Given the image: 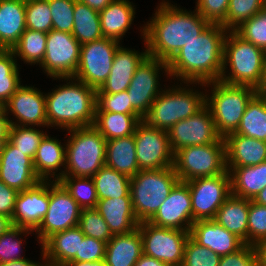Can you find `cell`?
<instances>
[{
  "instance_id": "d590c367",
  "label": "cell",
  "mask_w": 266,
  "mask_h": 266,
  "mask_svg": "<svg viewBox=\"0 0 266 266\" xmlns=\"http://www.w3.org/2000/svg\"><path fill=\"white\" fill-rule=\"evenodd\" d=\"M72 35L81 45L103 38L99 12L75 0Z\"/></svg>"
},
{
  "instance_id": "ac0fdd59",
  "label": "cell",
  "mask_w": 266,
  "mask_h": 266,
  "mask_svg": "<svg viewBox=\"0 0 266 266\" xmlns=\"http://www.w3.org/2000/svg\"><path fill=\"white\" fill-rule=\"evenodd\" d=\"M148 222L159 227L190 231L194 222L188 184L179 181Z\"/></svg>"
},
{
  "instance_id": "83f0119b",
  "label": "cell",
  "mask_w": 266,
  "mask_h": 266,
  "mask_svg": "<svg viewBox=\"0 0 266 266\" xmlns=\"http://www.w3.org/2000/svg\"><path fill=\"white\" fill-rule=\"evenodd\" d=\"M143 255L142 237L137 227L126 234L113 235L106 243L105 266H134Z\"/></svg>"
},
{
  "instance_id": "1f68e13d",
  "label": "cell",
  "mask_w": 266,
  "mask_h": 266,
  "mask_svg": "<svg viewBox=\"0 0 266 266\" xmlns=\"http://www.w3.org/2000/svg\"><path fill=\"white\" fill-rule=\"evenodd\" d=\"M248 214L249 199L231 194L213 220L248 244Z\"/></svg>"
},
{
  "instance_id": "94428289",
  "label": "cell",
  "mask_w": 266,
  "mask_h": 266,
  "mask_svg": "<svg viewBox=\"0 0 266 266\" xmlns=\"http://www.w3.org/2000/svg\"><path fill=\"white\" fill-rule=\"evenodd\" d=\"M41 263L39 262H34L29 259H21V260H16V261H11V262H6L3 264H0V266H40Z\"/></svg>"
},
{
  "instance_id": "e575fe53",
  "label": "cell",
  "mask_w": 266,
  "mask_h": 266,
  "mask_svg": "<svg viewBox=\"0 0 266 266\" xmlns=\"http://www.w3.org/2000/svg\"><path fill=\"white\" fill-rule=\"evenodd\" d=\"M266 142V98L258 92L248 103L235 133Z\"/></svg>"
},
{
  "instance_id": "836d02e7",
  "label": "cell",
  "mask_w": 266,
  "mask_h": 266,
  "mask_svg": "<svg viewBox=\"0 0 266 266\" xmlns=\"http://www.w3.org/2000/svg\"><path fill=\"white\" fill-rule=\"evenodd\" d=\"M142 120L137 114L96 112L93 126L106 140H112L133 135Z\"/></svg>"
},
{
  "instance_id": "003e7915",
  "label": "cell",
  "mask_w": 266,
  "mask_h": 266,
  "mask_svg": "<svg viewBox=\"0 0 266 266\" xmlns=\"http://www.w3.org/2000/svg\"><path fill=\"white\" fill-rule=\"evenodd\" d=\"M264 79H266V50L264 55Z\"/></svg>"
},
{
  "instance_id": "ffe728a7",
  "label": "cell",
  "mask_w": 266,
  "mask_h": 266,
  "mask_svg": "<svg viewBox=\"0 0 266 266\" xmlns=\"http://www.w3.org/2000/svg\"><path fill=\"white\" fill-rule=\"evenodd\" d=\"M0 180L18 192L41 181L35 173L33 159L24 155L9 140L0 155Z\"/></svg>"
},
{
  "instance_id": "7bdbcfd3",
  "label": "cell",
  "mask_w": 266,
  "mask_h": 266,
  "mask_svg": "<svg viewBox=\"0 0 266 266\" xmlns=\"http://www.w3.org/2000/svg\"><path fill=\"white\" fill-rule=\"evenodd\" d=\"M26 29L48 33L52 30L48 0H26Z\"/></svg>"
},
{
  "instance_id": "681fc988",
  "label": "cell",
  "mask_w": 266,
  "mask_h": 266,
  "mask_svg": "<svg viewBox=\"0 0 266 266\" xmlns=\"http://www.w3.org/2000/svg\"><path fill=\"white\" fill-rule=\"evenodd\" d=\"M266 240V206L249 200L248 245Z\"/></svg>"
},
{
  "instance_id": "f5cc1de1",
  "label": "cell",
  "mask_w": 266,
  "mask_h": 266,
  "mask_svg": "<svg viewBox=\"0 0 266 266\" xmlns=\"http://www.w3.org/2000/svg\"><path fill=\"white\" fill-rule=\"evenodd\" d=\"M196 11L210 24H221L227 15L229 0H197Z\"/></svg>"
},
{
  "instance_id": "30bf717a",
  "label": "cell",
  "mask_w": 266,
  "mask_h": 266,
  "mask_svg": "<svg viewBox=\"0 0 266 266\" xmlns=\"http://www.w3.org/2000/svg\"><path fill=\"white\" fill-rule=\"evenodd\" d=\"M142 243L143 254L169 266H182L184 248L190 236L189 231L164 228L151 224L148 221L138 225Z\"/></svg>"
},
{
  "instance_id": "d4e9b609",
  "label": "cell",
  "mask_w": 266,
  "mask_h": 266,
  "mask_svg": "<svg viewBox=\"0 0 266 266\" xmlns=\"http://www.w3.org/2000/svg\"><path fill=\"white\" fill-rule=\"evenodd\" d=\"M84 237L78 226L49 236L41 245L44 264L65 266L79 253L80 240Z\"/></svg>"
},
{
  "instance_id": "d6a6232c",
  "label": "cell",
  "mask_w": 266,
  "mask_h": 266,
  "mask_svg": "<svg viewBox=\"0 0 266 266\" xmlns=\"http://www.w3.org/2000/svg\"><path fill=\"white\" fill-rule=\"evenodd\" d=\"M33 163L37 177L42 181H48L51 176L55 177L61 166H66V147L46 134L37 149Z\"/></svg>"
},
{
  "instance_id": "6f0895ef",
  "label": "cell",
  "mask_w": 266,
  "mask_h": 266,
  "mask_svg": "<svg viewBox=\"0 0 266 266\" xmlns=\"http://www.w3.org/2000/svg\"><path fill=\"white\" fill-rule=\"evenodd\" d=\"M83 4L88 5L95 11L100 12L105 9L113 0H77Z\"/></svg>"
},
{
  "instance_id": "484cf974",
  "label": "cell",
  "mask_w": 266,
  "mask_h": 266,
  "mask_svg": "<svg viewBox=\"0 0 266 266\" xmlns=\"http://www.w3.org/2000/svg\"><path fill=\"white\" fill-rule=\"evenodd\" d=\"M95 209L109 226L112 235L132 232L139 225L131 197L98 200Z\"/></svg>"
},
{
  "instance_id": "a7ac6f4b",
  "label": "cell",
  "mask_w": 266,
  "mask_h": 266,
  "mask_svg": "<svg viewBox=\"0 0 266 266\" xmlns=\"http://www.w3.org/2000/svg\"><path fill=\"white\" fill-rule=\"evenodd\" d=\"M6 142L7 141H0V155H1L2 151H3V149H4V146H5Z\"/></svg>"
},
{
  "instance_id": "5b68a950",
  "label": "cell",
  "mask_w": 266,
  "mask_h": 266,
  "mask_svg": "<svg viewBox=\"0 0 266 266\" xmlns=\"http://www.w3.org/2000/svg\"><path fill=\"white\" fill-rule=\"evenodd\" d=\"M67 131L71 133L65 145L67 165L55 181L63 176L93 177L105 165L107 140L93 125Z\"/></svg>"
},
{
  "instance_id": "8d00e7d4",
  "label": "cell",
  "mask_w": 266,
  "mask_h": 266,
  "mask_svg": "<svg viewBox=\"0 0 266 266\" xmlns=\"http://www.w3.org/2000/svg\"><path fill=\"white\" fill-rule=\"evenodd\" d=\"M98 200L130 196L128 176L104 165L93 177Z\"/></svg>"
},
{
  "instance_id": "9a60e30c",
  "label": "cell",
  "mask_w": 266,
  "mask_h": 266,
  "mask_svg": "<svg viewBox=\"0 0 266 266\" xmlns=\"http://www.w3.org/2000/svg\"><path fill=\"white\" fill-rule=\"evenodd\" d=\"M134 138L139 170L173 166L174 153L169 144L167 131L151 127L142 120L136 127Z\"/></svg>"
},
{
  "instance_id": "8c879c8a",
  "label": "cell",
  "mask_w": 266,
  "mask_h": 266,
  "mask_svg": "<svg viewBox=\"0 0 266 266\" xmlns=\"http://www.w3.org/2000/svg\"><path fill=\"white\" fill-rule=\"evenodd\" d=\"M264 8H266V0H264Z\"/></svg>"
},
{
  "instance_id": "60d3db41",
  "label": "cell",
  "mask_w": 266,
  "mask_h": 266,
  "mask_svg": "<svg viewBox=\"0 0 266 266\" xmlns=\"http://www.w3.org/2000/svg\"><path fill=\"white\" fill-rule=\"evenodd\" d=\"M263 8L264 0H229L228 12L221 25L227 31H235Z\"/></svg>"
},
{
  "instance_id": "f907efd6",
  "label": "cell",
  "mask_w": 266,
  "mask_h": 266,
  "mask_svg": "<svg viewBox=\"0 0 266 266\" xmlns=\"http://www.w3.org/2000/svg\"><path fill=\"white\" fill-rule=\"evenodd\" d=\"M96 112L136 114L132 109L127 90L115 94H97Z\"/></svg>"
},
{
  "instance_id": "e7e4bbea",
  "label": "cell",
  "mask_w": 266,
  "mask_h": 266,
  "mask_svg": "<svg viewBox=\"0 0 266 266\" xmlns=\"http://www.w3.org/2000/svg\"><path fill=\"white\" fill-rule=\"evenodd\" d=\"M254 202L266 206V187L253 199Z\"/></svg>"
},
{
  "instance_id": "f35d334b",
  "label": "cell",
  "mask_w": 266,
  "mask_h": 266,
  "mask_svg": "<svg viewBox=\"0 0 266 266\" xmlns=\"http://www.w3.org/2000/svg\"><path fill=\"white\" fill-rule=\"evenodd\" d=\"M15 58L12 50L0 49V102L4 105L21 86Z\"/></svg>"
},
{
  "instance_id": "9c48e42d",
  "label": "cell",
  "mask_w": 266,
  "mask_h": 266,
  "mask_svg": "<svg viewBox=\"0 0 266 266\" xmlns=\"http://www.w3.org/2000/svg\"><path fill=\"white\" fill-rule=\"evenodd\" d=\"M173 167L183 182L223 174L227 170L224 138L212 144L179 149L174 153Z\"/></svg>"
},
{
  "instance_id": "db71d44e",
  "label": "cell",
  "mask_w": 266,
  "mask_h": 266,
  "mask_svg": "<svg viewBox=\"0 0 266 266\" xmlns=\"http://www.w3.org/2000/svg\"><path fill=\"white\" fill-rule=\"evenodd\" d=\"M218 266H258L255 246L245 244L236 252L221 256Z\"/></svg>"
},
{
  "instance_id": "f1b7e54d",
  "label": "cell",
  "mask_w": 266,
  "mask_h": 266,
  "mask_svg": "<svg viewBox=\"0 0 266 266\" xmlns=\"http://www.w3.org/2000/svg\"><path fill=\"white\" fill-rule=\"evenodd\" d=\"M231 194L253 200L266 187V161L254 166L226 167Z\"/></svg>"
},
{
  "instance_id": "4dcf8cb0",
  "label": "cell",
  "mask_w": 266,
  "mask_h": 266,
  "mask_svg": "<svg viewBox=\"0 0 266 266\" xmlns=\"http://www.w3.org/2000/svg\"><path fill=\"white\" fill-rule=\"evenodd\" d=\"M105 165L129 178L140 171L136 160L134 134L107 140Z\"/></svg>"
},
{
  "instance_id": "89a4df30",
  "label": "cell",
  "mask_w": 266,
  "mask_h": 266,
  "mask_svg": "<svg viewBox=\"0 0 266 266\" xmlns=\"http://www.w3.org/2000/svg\"><path fill=\"white\" fill-rule=\"evenodd\" d=\"M5 110L4 104L0 102V114Z\"/></svg>"
},
{
  "instance_id": "6da1fadb",
  "label": "cell",
  "mask_w": 266,
  "mask_h": 266,
  "mask_svg": "<svg viewBox=\"0 0 266 266\" xmlns=\"http://www.w3.org/2000/svg\"><path fill=\"white\" fill-rule=\"evenodd\" d=\"M154 15L150 23L143 26L145 46L148 56L167 63L210 24L196 10L179 9L165 1L160 3Z\"/></svg>"
},
{
  "instance_id": "8992f818",
  "label": "cell",
  "mask_w": 266,
  "mask_h": 266,
  "mask_svg": "<svg viewBox=\"0 0 266 266\" xmlns=\"http://www.w3.org/2000/svg\"><path fill=\"white\" fill-rule=\"evenodd\" d=\"M198 84L213 86L211 97L206 94V106L222 138L236 132L248 103L259 92L250 86L228 84L221 80Z\"/></svg>"
},
{
  "instance_id": "603a6c76",
  "label": "cell",
  "mask_w": 266,
  "mask_h": 266,
  "mask_svg": "<svg viewBox=\"0 0 266 266\" xmlns=\"http://www.w3.org/2000/svg\"><path fill=\"white\" fill-rule=\"evenodd\" d=\"M147 56V47L145 52L139 53L119 46L115 52L110 74L97 90V94H115L127 90L136 69Z\"/></svg>"
},
{
  "instance_id": "3957f363",
  "label": "cell",
  "mask_w": 266,
  "mask_h": 266,
  "mask_svg": "<svg viewBox=\"0 0 266 266\" xmlns=\"http://www.w3.org/2000/svg\"><path fill=\"white\" fill-rule=\"evenodd\" d=\"M58 79L69 82L45 94L48 126L68 130L93 125L97 90L72 77Z\"/></svg>"
},
{
  "instance_id": "cb8c5ba5",
  "label": "cell",
  "mask_w": 266,
  "mask_h": 266,
  "mask_svg": "<svg viewBox=\"0 0 266 266\" xmlns=\"http://www.w3.org/2000/svg\"><path fill=\"white\" fill-rule=\"evenodd\" d=\"M226 167L254 166L266 161V142L240 134L224 138Z\"/></svg>"
},
{
  "instance_id": "f6af8a7d",
  "label": "cell",
  "mask_w": 266,
  "mask_h": 266,
  "mask_svg": "<svg viewBox=\"0 0 266 266\" xmlns=\"http://www.w3.org/2000/svg\"><path fill=\"white\" fill-rule=\"evenodd\" d=\"M34 232L31 229L13 225L0 236V264L25 259L20 252L22 251L21 234Z\"/></svg>"
},
{
  "instance_id": "7402d4cb",
  "label": "cell",
  "mask_w": 266,
  "mask_h": 266,
  "mask_svg": "<svg viewBox=\"0 0 266 266\" xmlns=\"http://www.w3.org/2000/svg\"><path fill=\"white\" fill-rule=\"evenodd\" d=\"M189 232L195 242L219 256L234 253L245 245L242 239L213 219L195 221Z\"/></svg>"
},
{
  "instance_id": "4316f807",
  "label": "cell",
  "mask_w": 266,
  "mask_h": 266,
  "mask_svg": "<svg viewBox=\"0 0 266 266\" xmlns=\"http://www.w3.org/2000/svg\"><path fill=\"white\" fill-rule=\"evenodd\" d=\"M26 0H0V49L12 50L26 30Z\"/></svg>"
},
{
  "instance_id": "680465c9",
  "label": "cell",
  "mask_w": 266,
  "mask_h": 266,
  "mask_svg": "<svg viewBox=\"0 0 266 266\" xmlns=\"http://www.w3.org/2000/svg\"><path fill=\"white\" fill-rule=\"evenodd\" d=\"M134 266H169L166 263H163L162 261H159L158 259L142 255L136 264Z\"/></svg>"
},
{
  "instance_id": "ba28073f",
  "label": "cell",
  "mask_w": 266,
  "mask_h": 266,
  "mask_svg": "<svg viewBox=\"0 0 266 266\" xmlns=\"http://www.w3.org/2000/svg\"><path fill=\"white\" fill-rule=\"evenodd\" d=\"M186 87L162 90L143 118L149 126L168 131L178 121L184 120L206 105V95Z\"/></svg>"
},
{
  "instance_id": "c3c4849f",
  "label": "cell",
  "mask_w": 266,
  "mask_h": 266,
  "mask_svg": "<svg viewBox=\"0 0 266 266\" xmlns=\"http://www.w3.org/2000/svg\"><path fill=\"white\" fill-rule=\"evenodd\" d=\"M52 29L72 33L75 0H48Z\"/></svg>"
},
{
  "instance_id": "11a10c76",
  "label": "cell",
  "mask_w": 266,
  "mask_h": 266,
  "mask_svg": "<svg viewBox=\"0 0 266 266\" xmlns=\"http://www.w3.org/2000/svg\"><path fill=\"white\" fill-rule=\"evenodd\" d=\"M18 193L0 180V214L12 219Z\"/></svg>"
},
{
  "instance_id": "b9f144b4",
  "label": "cell",
  "mask_w": 266,
  "mask_h": 266,
  "mask_svg": "<svg viewBox=\"0 0 266 266\" xmlns=\"http://www.w3.org/2000/svg\"><path fill=\"white\" fill-rule=\"evenodd\" d=\"M45 132L32 126L11 125L9 141L24 155L34 159L37 149L43 140Z\"/></svg>"
},
{
  "instance_id": "6125c7cd",
  "label": "cell",
  "mask_w": 266,
  "mask_h": 266,
  "mask_svg": "<svg viewBox=\"0 0 266 266\" xmlns=\"http://www.w3.org/2000/svg\"><path fill=\"white\" fill-rule=\"evenodd\" d=\"M11 226H13L11 218L0 214V236L4 234Z\"/></svg>"
},
{
  "instance_id": "5bb4252c",
  "label": "cell",
  "mask_w": 266,
  "mask_h": 266,
  "mask_svg": "<svg viewBox=\"0 0 266 266\" xmlns=\"http://www.w3.org/2000/svg\"><path fill=\"white\" fill-rule=\"evenodd\" d=\"M186 183L190 190L193 222L214 219L217 210L231 195L227 170L217 176L192 179Z\"/></svg>"
},
{
  "instance_id": "7c38bea8",
  "label": "cell",
  "mask_w": 266,
  "mask_h": 266,
  "mask_svg": "<svg viewBox=\"0 0 266 266\" xmlns=\"http://www.w3.org/2000/svg\"><path fill=\"white\" fill-rule=\"evenodd\" d=\"M53 181L49 184L48 210L34 230L41 244L56 232L77 227L82 212V208L65 187L59 181Z\"/></svg>"
},
{
  "instance_id": "7a4b0ae2",
  "label": "cell",
  "mask_w": 266,
  "mask_h": 266,
  "mask_svg": "<svg viewBox=\"0 0 266 266\" xmlns=\"http://www.w3.org/2000/svg\"><path fill=\"white\" fill-rule=\"evenodd\" d=\"M227 32L221 24H209L167 63L168 75L176 76L186 86L220 80Z\"/></svg>"
},
{
  "instance_id": "ab89813d",
  "label": "cell",
  "mask_w": 266,
  "mask_h": 266,
  "mask_svg": "<svg viewBox=\"0 0 266 266\" xmlns=\"http://www.w3.org/2000/svg\"><path fill=\"white\" fill-rule=\"evenodd\" d=\"M58 181L82 209L96 207L98 198L92 177L63 176Z\"/></svg>"
},
{
  "instance_id": "44dd1931",
  "label": "cell",
  "mask_w": 266,
  "mask_h": 266,
  "mask_svg": "<svg viewBox=\"0 0 266 266\" xmlns=\"http://www.w3.org/2000/svg\"><path fill=\"white\" fill-rule=\"evenodd\" d=\"M49 182L39 181L33 187L18 193L12 224L35 230L49 207Z\"/></svg>"
},
{
  "instance_id": "03108f58",
  "label": "cell",
  "mask_w": 266,
  "mask_h": 266,
  "mask_svg": "<svg viewBox=\"0 0 266 266\" xmlns=\"http://www.w3.org/2000/svg\"><path fill=\"white\" fill-rule=\"evenodd\" d=\"M259 92L266 98V79H264V86Z\"/></svg>"
},
{
  "instance_id": "9f6ffc18",
  "label": "cell",
  "mask_w": 266,
  "mask_h": 266,
  "mask_svg": "<svg viewBox=\"0 0 266 266\" xmlns=\"http://www.w3.org/2000/svg\"><path fill=\"white\" fill-rule=\"evenodd\" d=\"M11 127L10 120L8 118V114L4 110L0 114V141H8L9 140V130Z\"/></svg>"
},
{
  "instance_id": "74e56055",
  "label": "cell",
  "mask_w": 266,
  "mask_h": 266,
  "mask_svg": "<svg viewBox=\"0 0 266 266\" xmlns=\"http://www.w3.org/2000/svg\"><path fill=\"white\" fill-rule=\"evenodd\" d=\"M47 44V33L26 29L18 43L12 48L15 57L29 64L43 61Z\"/></svg>"
},
{
  "instance_id": "ee69618b",
  "label": "cell",
  "mask_w": 266,
  "mask_h": 266,
  "mask_svg": "<svg viewBox=\"0 0 266 266\" xmlns=\"http://www.w3.org/2000/svg\"><path fill=\"white\" fill-rule=\"evenodd\" d=\"M78 227L85 236L99 239L106 243L113 237L108 224L95 208L82 209Z\"/></svg>"
},
{
  "instance_id": "52a82bcc",
  "label": "cell",
  "mask_w": 266,
  "mask_h": 266,
  "mask_svg": "<svg viewBox=\"0 0 266 266\" xmlns=\"http://www.w3.org/2000/svg\"><path fill=\"white\" fill-rule=\"evenodd\" d=\"M179 181L173 166L140 170L133 176L130 196L138 221H149Z\"/></svg>"
},
{
  "instance_id": "d6986e66",
  "label": "cell",
  "mask_w": 266,
  "mask_h": 266,
  "mask_svg": "<svg viewBox=\"0 0 266 266\" xmlns=\"http://www.w3.org/2000/svg\"><path fill=\"white\" fill-rule=\"evenodd\" d=\"M4 106L6 113H13L18 121L10 118L11 125L48 127L46 97L37 88L21 85Z\"/></svg>"
},
{
  "instance_id": "bcb514c9",
  "label": "cell",
  "mask_w": 266,
  "mask_h": 266,
  "mask_svg": "<svg viewBox=\"0 0 266 266\" xmlns=\"http://www.w3.org/2000/svg\"><path fill=\"white\" fill-rule=\"evenodd\" d=\"M235 32L244 40L266 50V8L245 21Z\"/></svg>"
},
{
  "instance_id": "4fadbf2b",
  "label": "cell",
  "mask_w": 266,
  "mask_h": 266,
  "mask_svg": "<svg viewBox=\"0 0 266 266\" xmlns=\"http://www.w3.org/2000/svg\"><path fill=\"white\" fill-rule=\"evenodd\" d=\"M81 44L72 33L51 30L47 33L46 52L39 64L53 79L73 78L80 59Z\"/></svg>"
},
{
  "instance_id": "f546056e",
  "label": "cell",
  "mask_w": 266,
  "mask_h": 266,
  "mask_svg": "<svg viewBox=\"0 0 266 266\" xmlns=\"http://www.w3.org/2000/svg\"><path fill=\"white\" fill-rule=\"evenodd\" d=\"M135 8L129 0H113L99 12L102 35L120 42L135 17Z\"/></svg>"
},
{
  "instance_id": "e0dca14e",
  "label": "cell",
  "mask_w": 266,
  "mask_h": 266,
  "mask_svg": "<svg viewBox=\"0 0 266 266\" xmlns=\"http://www.w3.org/2000/svg\"><path fill=\"white\" fill-rule=\"evenodd\" d=\"M167 134L173 153L183 147L212 144L222 138L206 105L194 115L178 121Z\"/></svg>"
},
{
  "instance_id": "2644e50d",
  "label": "cell",
  "mask_w": 266,
  "mask_h": 266,
  "mask_svg": "<svg viewBox=\"0 0 266 266\" xmlns=\"http://www.w3.org/2000/svg\"><path fill=\"white\" fill-rule=\"evenodd\" d=\"M40 266H58V265H53V264H49V263H46L45 265L44 264H40Z\"/></svg>"
},
{
  "instance_id": "8fae6325",
  "label": "cell",
  "mask_w": 266,
  "mask_h": 266,
  "mask_svg": "<svg viewBox=\"0 0 266 266\" xmlns=\"http://www.w3.org/2000/svg\"><path fill=\"white\" fill-rule=\"evenodd\" d=\"M120 42L111 38L81 45L80 59L73 78L98 90L108 78Z\"/></svg>"
},
{
  "instance_id": "7dc6e473",
  "label": "cell",
  "mask_w": 266,
  "mask_h": 266,
  "mask_svg": "<svg viewBox=\"0 0 266 266\" xmlns=\"http://www.w3.org/2000/svg\"><path fill=\"white\" fill-rule=\"evenodd\" d=\"M221 256L199 245L190 236L184 248L182 266H218Z\"/></svg>"
},
{
  "instance_id": "be15d7a7",
  "label": "cell",
  "mask_w": 266,
  "mask_h": 266,
  "mask_svg": "<svg viewBox=\"0 0 266 266\" xmlns=\"http://www.w3.org/2000/svg\"><path fill=\"white\" fill-rule=\"evenodd\" d=\"M65 266H105V262H69Z\"/></svg>"
},
{
  "instance_id": "91938a15",
  "label": "cell",
  "mask_w": 266,
  "mask_h": 266,
  "mask_svg": "<svg viewBox=\"0 0 266 266\" xmlns=\"http://www.w3.org/2000/svg\"><path fill=\"white\" fill-rule=\"evenodd\" d=\"M255 249L258 256V266H266V240L259 242Z\"/></svg>"
},
{
  "instance_id": "277c9868",
  "label": "cell",
  "mask_w": 266,
  "mask_h": 266,
  "mask_svg": "<svg viewBox=\"0 0 266 266\" xmlns=\"http://www.w3.org/2000/svg\"><path fill=\"white\" fill-rule=\"evenodd\" d=\"M227 34L220 80L228 84L250 86L260 91L264 86L265 51L244 40L235 31H228ZM227 63L231 74L226 76Z\"/></svg>"
},
{
  "instance_id": "816d5d0a",
  "label": "cell",
  "mask_w": 266,
  "mask_h": 266,
  "mask_svg": "<svg viewBox=\"0 0 266 266\" xmlns=\"http://www.w3.org/2000/svg\"><path fill=\"white\" fill-rule=\"evenodd\" d=\"M106 242L85 236L80 240L79 253L70 262H100L104 261Z\"/></svg>"
},
{
  "instance_id": "2e32d148",
  "label": "cell",
  "mask_w": 266,
  "mask_h": 266,
  "mask_svg": "<svg viewBox=\"0 0 266 266\" xmlns=\"http://www.w3.org/2000/svg\"><path fill=\"white\" fill-rule=\"evenodd\" d=\"M163 68L168 75L167 62L147 56L133 75L127 92L133 111L141 119L148 114L152 103L162 92L158 90L160 86L158 72Z\"/></svg>"
}]
</instances>
